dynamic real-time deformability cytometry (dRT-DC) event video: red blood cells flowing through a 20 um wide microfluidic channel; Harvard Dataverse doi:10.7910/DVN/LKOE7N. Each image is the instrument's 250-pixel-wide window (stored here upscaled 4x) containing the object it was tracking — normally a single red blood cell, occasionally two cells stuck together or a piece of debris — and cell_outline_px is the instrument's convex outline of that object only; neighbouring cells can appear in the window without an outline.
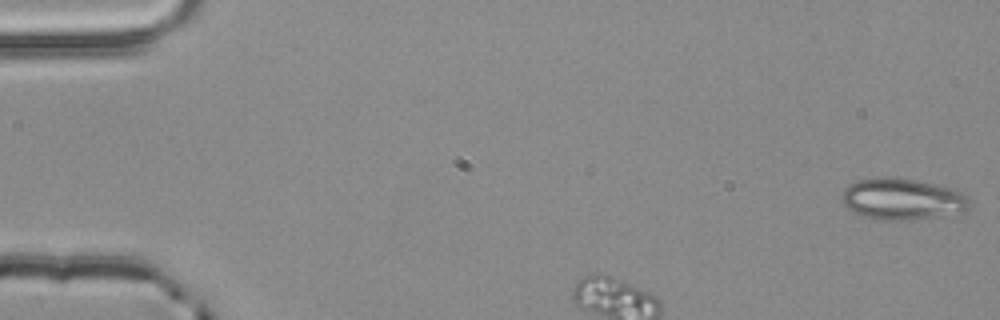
{"species": "common noctule bat (a hibernating species)", "species_latin": "Nyctalus noctula", "temperature_condition": "room temperature", "stored_images_in_passage": 47, "camera_frame_rate_fps": 3000, "um_per_image_px": 0.085, "animal": {"sex": "male", "body_mass_g": 20.4}, "frame": {"image": 1, "passage_image": 1, "time_ms": 0.0, "image_size_px": [1000, 320], "cell_outline_px": [[972, 204], [968, 208], [960, 212], [912, 220], [880, 220], [860, 216], [852, 212], [840, 200], [840, 196], [844, 188], [848, 184], [856, 180], [880, 176], [884, 176], [916, 180], [952, 188], [964, 192], [972, 200]], "centroid_in_image_um": [76.66, 16.91], "position_along_channel_um": 8.3, "area_um2": 31.39}}
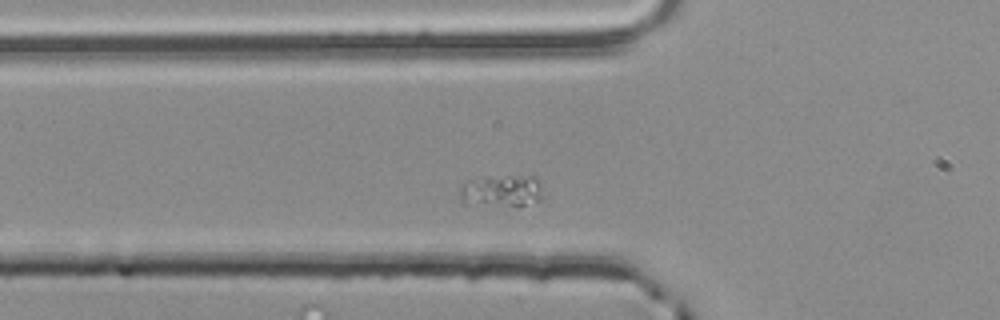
{"frame": {"image": 2, "passage_image": 10, "time_ms": 3.0, "image_size_px": [1000, 320], "cell_outline_px": [[544, 196], [540, 200], [524, 204], [464, 204], [460, 200], [460, 188], [468, 180], [488, 176], [536, 176]], "centroid_in_image_um": [42.62, 16.19], "position_along_channel_um": 83.2, "area_um2": 15.2}}
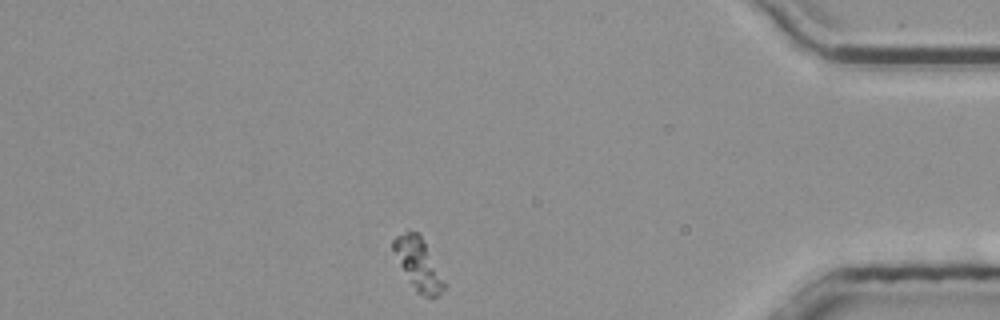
{"frame": {"image": 3, "passage_image": 39, "time_ms": 12.667, "image_size_px": [1000, 320], "cell_outline_px": [[448, 284], [440, 296], [424, 296], [416, 292], [400, 264], [392, 248], [392, 240], [396, 236], [408, 232], [420, 232]], "centroid_in_image_um": [35.63, 22.46], "position_along_channel_um": 399.6, "area_um2": 15.43}}